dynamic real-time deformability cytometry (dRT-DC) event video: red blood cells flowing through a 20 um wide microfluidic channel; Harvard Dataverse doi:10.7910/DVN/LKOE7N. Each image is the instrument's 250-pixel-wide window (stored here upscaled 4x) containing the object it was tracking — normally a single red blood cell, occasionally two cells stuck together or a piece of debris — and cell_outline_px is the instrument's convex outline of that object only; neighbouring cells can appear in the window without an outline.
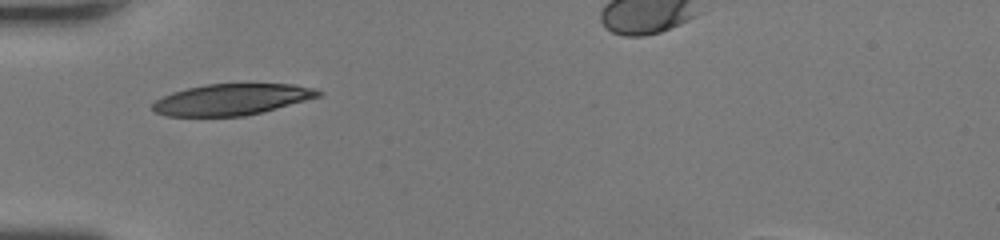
{"species": "human", "species_latin": "Homo sapiens", "temperature_condition": "room temperature", "stored_images_in_passage": 31, "camera_frame_rate_fps": 3000, "um_per_image_px": 0.085, "donor": {"sex": "female"}, "frame": {"image": 1, "passage_image": 1, "time_ms": 0.0, "image_size_px": [1000, 240], "cell_outline_px": [[324, 92], [320, 96], [264, 112], [244, 116], [164, 116], [156, 112], [152, 108], [152, 104], [156, 100], [172, 92], [204, 84], [296, 84], [316, 88]], "centroid_in_image_um": [19.73, 8.45], "position_along_channel_um": 65.3, "area_um2": 30.23}}
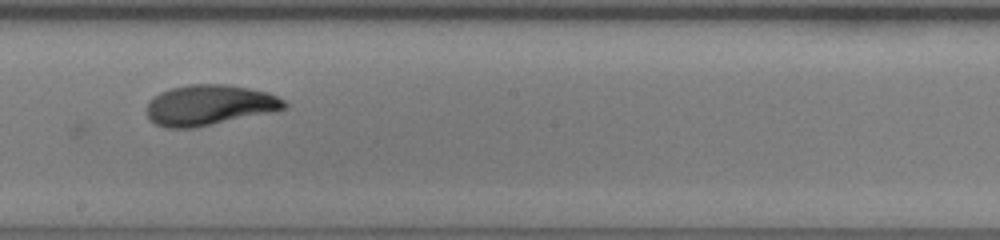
{"frame": {"image": 2, "passage_image": 13, "time_ms": 4.0, "image_size_px": [1000, 240], "cell_outline_px": [[288, 108], [276, 112], [196, 128], [164, 128], [148, 120], [144, 108], [160, 92], [172, 88], [188, 84], [228, 84], [268, 92], [284, 100], [288, 104]], "centroid_in_image_um": [17.82, 8.95], "position_along_channel_um": 230.4, "area_um2": 33.06}}
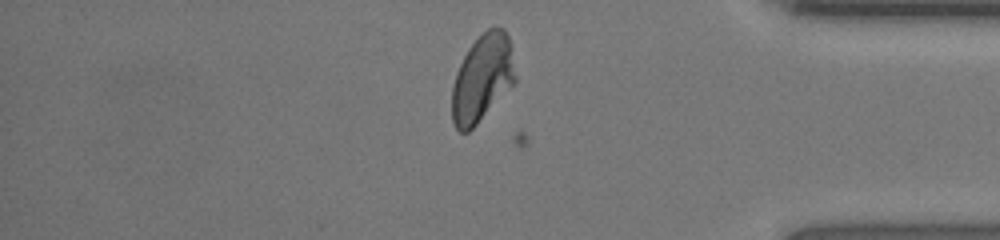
{"frame": {"image": 3, "passage_image": 26, "time_ms": 8.333, "image_size_px": [1000, 240], "cell_outline_px": [[516, 80], [476, 124], [468, 132], [460, 132], [456, 128], [452, 120], [452, 84], [456, 72], [468, 48], [488, 28], [496, 24], [504, 28], [508, 36], [516, 76]], "centroid_in_image_um": [40.97, 6.61], "position_along_channel_um": 394.2, "area_um2": 31.73}}